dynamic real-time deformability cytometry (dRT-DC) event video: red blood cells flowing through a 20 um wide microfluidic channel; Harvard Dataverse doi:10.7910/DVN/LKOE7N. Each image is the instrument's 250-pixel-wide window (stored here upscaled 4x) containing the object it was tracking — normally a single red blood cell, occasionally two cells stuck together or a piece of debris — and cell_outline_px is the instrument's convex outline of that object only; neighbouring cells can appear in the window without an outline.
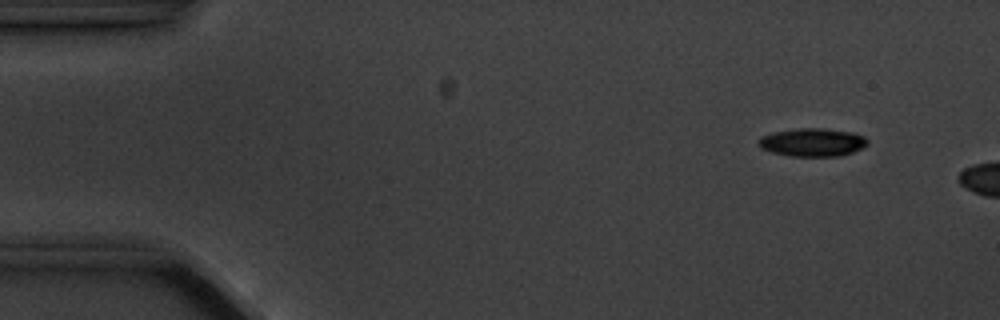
{"species": "common noctule bat (a hibernating species)", "species_latin": "Nyctalus noctula", "temperature_condition": "cold", "stored_images_in_passage": 3, "camera_frame_rate_fps": 3000, "um_per_image_px": 0.085, "animal": {"sex": "male", "body_mass_g": 20.1, "forearm_length_mm": 53.5}, "frame": {"image": 1, "passage_image": 2, "time_ms": 1.333, "image_size_px": [1000, 320], "cell_outline_px": [[868, 144], [864, 148], [840, 156], [788, 156], [772, 152], [760, 148], [760, 136], [772, 132], [800, 128], [820, 128], [852, 132], [864, 136], [868, 140]], "centroid_in_image_um": [69.08, 12.1], "position_along_channel_um": 15.9, "area_um2": 17.92}}